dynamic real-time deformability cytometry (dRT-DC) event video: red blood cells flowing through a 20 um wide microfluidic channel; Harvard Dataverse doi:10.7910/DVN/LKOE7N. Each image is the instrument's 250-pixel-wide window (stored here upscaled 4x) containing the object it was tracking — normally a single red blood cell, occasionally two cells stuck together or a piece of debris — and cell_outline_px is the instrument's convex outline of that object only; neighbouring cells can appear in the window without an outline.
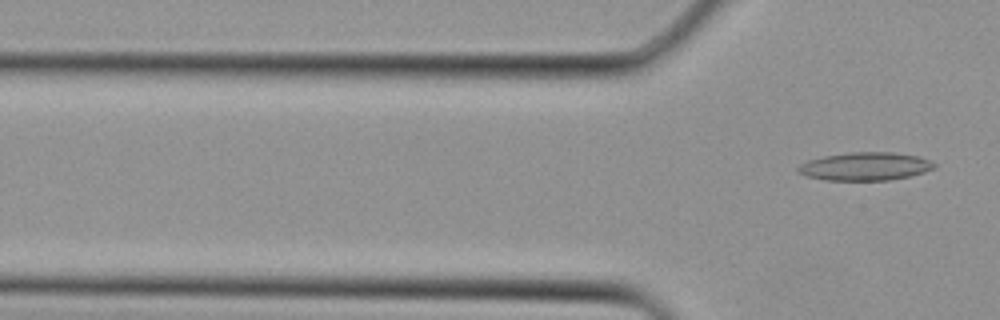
{"species": "Egyptian fruit bat (a non-hibernating species)", "species_latin": "Rousettus aegyptiacus", "temperature_condition": "cold", "stored_images_in_passage": 3, "camera_frame_rate_fps": 3000, "um_per_image_px": 0.085, "animal": {"sex": "female"}, "frame": {"image": 1, "passage_image": 3, "time_ms": 0.667, "image_size_px": [1000, 320], "cell_outline_px": [[936, 168], [924, 172], [908, 176], [888, 180], [824, 180], [808, 176], [800, 172], [796, 168], [800, 164], [808, 160], [824, 156], [852, 152], [892, 152], [920, 156], [932, 160], [936, 164]], "centroid_in_image_um": [73.59, 14.13], "position_along_channel_um": 52.2, "area_um2": 22.31}}